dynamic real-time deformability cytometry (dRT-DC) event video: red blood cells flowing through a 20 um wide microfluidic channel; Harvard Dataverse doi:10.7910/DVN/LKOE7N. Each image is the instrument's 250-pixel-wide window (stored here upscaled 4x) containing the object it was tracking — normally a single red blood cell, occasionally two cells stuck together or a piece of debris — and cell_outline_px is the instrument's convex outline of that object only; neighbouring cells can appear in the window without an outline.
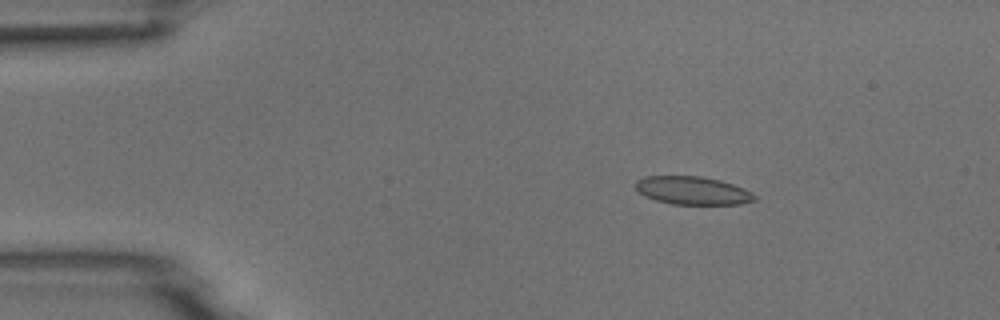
{"species": "common noctule bat (a hibernating species)", "species_latin": "Nyctalus noctula", "temperature_condition": "room temperature", "stored_images_in_passage": 4, "camera_frame_rate_fps": 3000, "um_per_image_px": 0.085, "animal": {"sex": "male", "body_mass_g": 18.8}, "frame": {"image": 1, "passage_image": 3, "time_ms": 2.333, "image_size_px": [1000, 320], "cell_outline_px": [[756, 200], [740, 204], [672, 204], [656, 200], [644, 196], [636, 188], [636, 180], [644, 176], [704, 176], [720, 180], [732, 184], [752, 192], [756, 196]], "centroid_in_image_um": [58.87, 16.19], "position_along_channel_um": 26.1, "area_um2": 19.48}}